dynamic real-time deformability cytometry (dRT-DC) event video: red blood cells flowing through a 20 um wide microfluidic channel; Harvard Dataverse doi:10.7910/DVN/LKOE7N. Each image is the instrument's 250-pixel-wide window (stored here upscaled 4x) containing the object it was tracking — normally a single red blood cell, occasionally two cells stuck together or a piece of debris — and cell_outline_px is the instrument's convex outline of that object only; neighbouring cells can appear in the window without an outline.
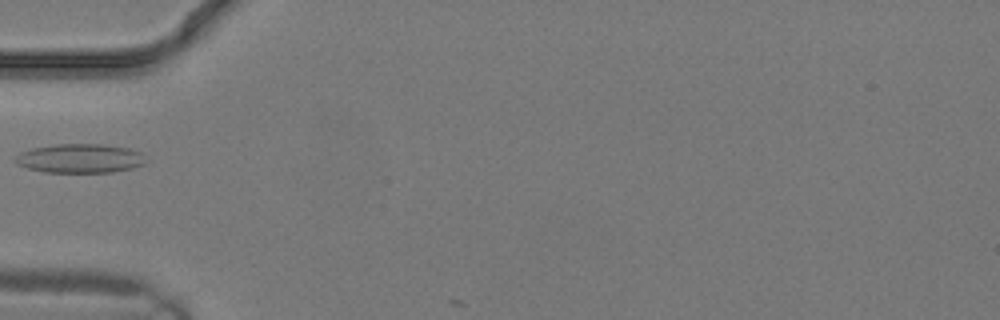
{"species": "common noctule bat (a hibernating species)", "species_latin": "Nyctalus noctula", "temperature_condition": "warm", "stored_images_in_passage": 10, "camera_frame_rate_fps": 3000, "um_per_image_px": 0.085, "animal": {"sex": "male", "body_mass_g": 19.2, "forearm_length_mm": 51.8}, "frame": {"image": 1, "passage_image": 7, "time_ms": 2.0, "image_size_px": [1000, 320], "cell_outline_px": [[144, 164], [132, 168], [112, 172], [44, 172], [28, 168], [16, 164], [12, 160], [20, 152], [32, 148], [56, 144], [100, 144], [128, 148], [140, 152]], "centroid_in_image_um": [6.73, 13.46], "position_along_channel_um": 78.3, "area_um2": 21.96}}
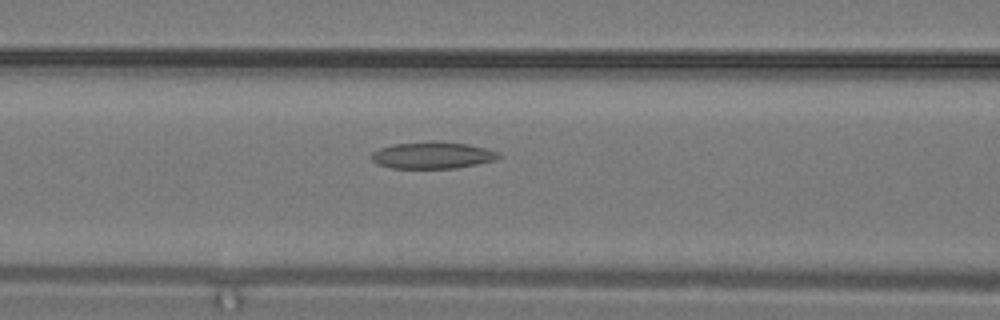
{"frame": {"image": 2, "passage_image": 9, "time_ms": 2.667, "image_size_px": [1000, 320], "cell_outline_px": [[500, 156], [496, 160], [456, 168], [392, 168], [376, 164], [372, 160], [372, 152], [380, 148], [392, 144], [432, 140], [468, 144], [488, 148], [500, 152]], "centroid_in_image_um": [36.77, 13.18], "position_along_channel_um": 129.8, "area_um2": 20.11}}